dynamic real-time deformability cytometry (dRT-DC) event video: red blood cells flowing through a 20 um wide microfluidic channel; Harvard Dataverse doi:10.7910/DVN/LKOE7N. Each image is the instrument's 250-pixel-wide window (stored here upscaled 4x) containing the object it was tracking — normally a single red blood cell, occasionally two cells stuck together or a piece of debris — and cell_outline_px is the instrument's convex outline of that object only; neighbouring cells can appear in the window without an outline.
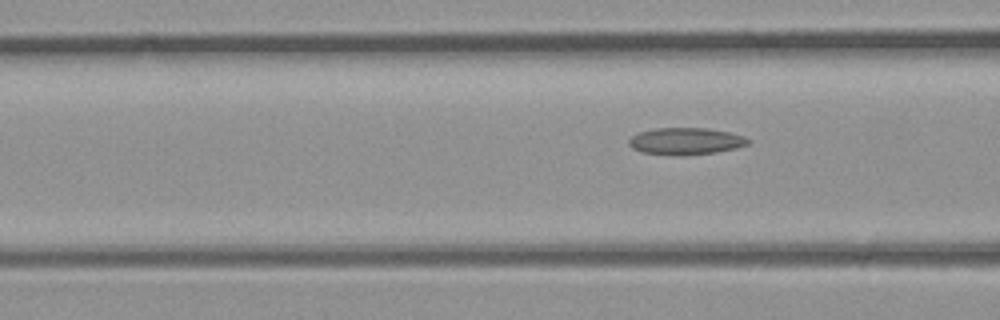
{"species": "common noctule bat (a hibernating species)", "species_latin": "Nyctalus noctula", "temperature_condition": "room temperature", "stored_images_in_passage": 6, "segment_of_instrument_passage": [2, 2], "camera_frame_rate_fps": 3000, "um_per_image_px": 0.085, "animal": {"sex": "male", "body_mass_g": 23.1, "forearm_length_mm": 52.7}, "frame": {"image": 1, "passage_image": 6, "time_ms": 1.667, "image_size_px": [1000, 320], "cell_outline_px": [[752, 140], [748, 144], [736, 148], [716, 152], [684, 156], [676, 156], [640, 152], [632, 148], [628, 144], [628, 140], [632, 136], [640, 132], [656, 128], [708, 128], [728, 132], [744, 136]], "centroid_in_image_um": [58.28, 12.01], "position_along_channel_um": 108.3, "area_um2": 18.9}}